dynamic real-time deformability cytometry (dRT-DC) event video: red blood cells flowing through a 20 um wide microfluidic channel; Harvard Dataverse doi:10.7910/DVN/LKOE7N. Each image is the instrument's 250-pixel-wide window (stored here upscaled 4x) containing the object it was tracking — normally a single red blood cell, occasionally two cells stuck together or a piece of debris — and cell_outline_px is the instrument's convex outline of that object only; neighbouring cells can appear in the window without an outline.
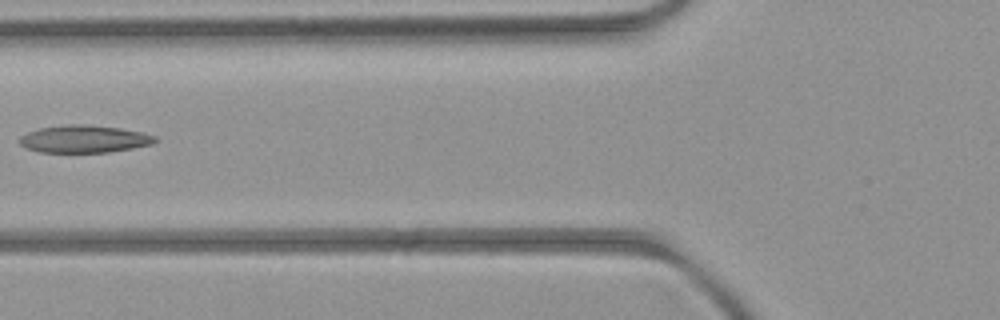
{"species": "common noctule bat (a hibernating species)", "species_latin": "Nyctalus noctula", "temperature_condition": "room temperature", "stored_images_in_passage": 3, "camera_frame_rate_fps": 3000, "um_per_image_px": 0.085, "animal": {"sex": "female", "body_mass_g": 21.9}, "frame": {"image": 1, "passage_image": 3, "time_ms": 2.333, "image_size_px": [1000, 320], "cell_outline_px": [[160, 140], [152, 144], [132, 148], [108, 152], [40, 152], [28, 148], [20, 144], [16, 140], [20, 136], [28, 132], [40, 128], [68, 124], [88, 124], [120, 128], [144, 132], [156, 136]], "centroid_in_image_um": [7.18, 11.8], "position_along_channel_um": 118.6, "area_um2": 21.85}}